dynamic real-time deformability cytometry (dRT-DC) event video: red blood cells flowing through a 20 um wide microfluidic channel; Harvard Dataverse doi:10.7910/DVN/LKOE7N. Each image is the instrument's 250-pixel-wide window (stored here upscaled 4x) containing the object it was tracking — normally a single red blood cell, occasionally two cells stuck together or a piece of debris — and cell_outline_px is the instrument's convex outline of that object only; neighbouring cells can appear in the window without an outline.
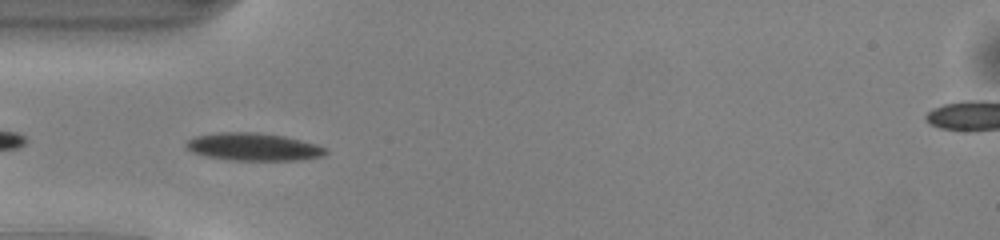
{"species": "common noctule bat (a hibernating species)", "species_latin": "Nyctalus noctula", "temperature_condition": "warm", "stored_images_in_passage": 34, "camera_frame_rate_fps": 3000, "um_per_image_px": 0.085, "animal": {"sex": "male", "body_mass_g": 13.0, "forearm_length_mm": 53.1}, "frame": {"image": 1, "passage_image": 2, "time_ms": 0.333, "image_size_px": [1000, 240], "cell_outline_px": [[328, 152], [324, 156], [300, 160], [232, 160], [204, 156], [192, 152], [184, 144], [188, 140], [196, 136], [220, 132], [256, 132], [284, 136], [316, 144], [328, 148]], "centroid_in_image_um": [21.57, 12.48], "position_along_channel_um": 63.4, "area_um2": 22.54}}
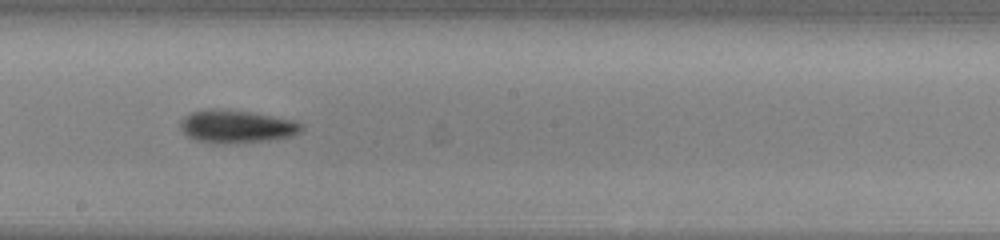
{"frame": {"image": 2, "passage_image": 14, "time_ms": 4.333, "image_size_px": [1000, 240], "cell_outline_px": [[304, 128], [300, 132], [292, 136], [272, 140], [220, 144], [216, 144], [192, 140], [180, 128], [180, 120], [184, 116], [192, 112], [212, 108], [248, 112], [292, 120], [300, 124]], "centroid_in_image_um": [20.05, 10.77], "position_along_channel_um": 228.1, "area_um2": 23.12}}
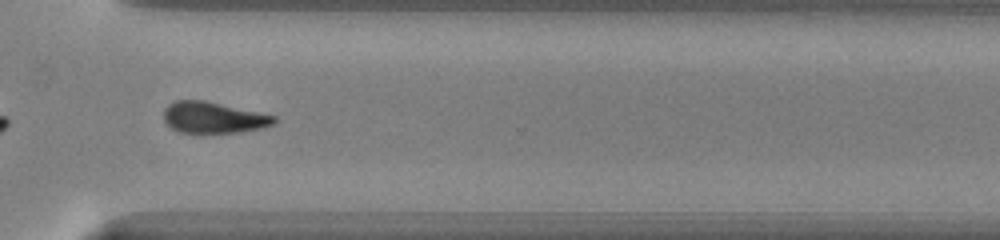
{"frame": {"image": 3, "passage_image": 23, "time_ms": 7.333, "image_size_px": [1000, 240], "cell_outline_px": [[276, 120], [272, 124], [264, 128], [240, 132], [180, 132], [172, 128], [164, 120], [164, 108], [168, 104], [176, 100], [204, 100], [276, 116]], "centroid_in_image_um": [18.13, 9.98], "position_along_channel_um": 352.5, "area_um2": 19.88}, "authors_computed_cell_mechanics": {"area_um2": 21.2126, "velocity_mm_per_s": 4.1318, "shape_relaxation_time_tau1_ms": 2.6585, "shape_relaxation_time_tau2_ms": null, "deformation_change_tau1": 0.1388, "deformation_change_tau2": null}}